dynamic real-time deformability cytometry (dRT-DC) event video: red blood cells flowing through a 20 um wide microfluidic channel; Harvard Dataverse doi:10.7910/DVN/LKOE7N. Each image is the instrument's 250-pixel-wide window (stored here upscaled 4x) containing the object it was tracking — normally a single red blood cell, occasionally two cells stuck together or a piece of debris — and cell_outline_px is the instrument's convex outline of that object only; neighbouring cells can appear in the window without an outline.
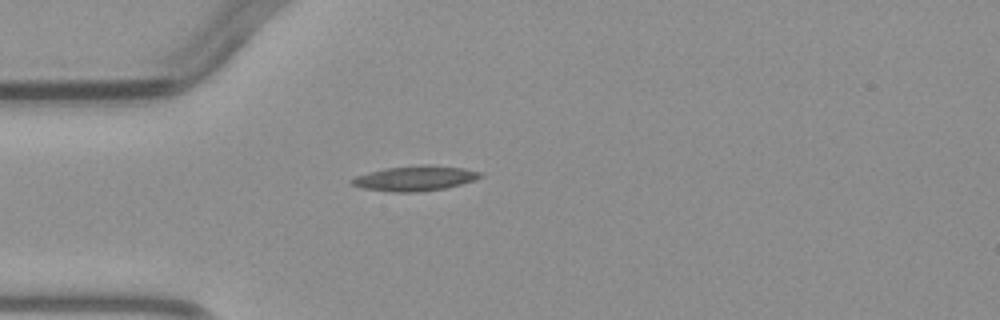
{"species": "common noctule bat (a hibernating species)", "species_latin": "Nyctalus noctula", "temperature_condition": "warm", "stored_images_in_passage": 1, "camera_frame_rate_fps": 3000, "um_per_image_px": 0.085, "animal": {"sex": "male", "body_mass_g": 23.1, "forearm_length_mm": 52.7}, "frame": {"image": 1, "passage_image": 1, "time_ms": 0.0, "image_size_px": [1000, 320], "cell_outline_px": [[480, 176], [472, 180], [460, 184], [444, 188], [416, 192], [396, 192], [364, 188], [352, 184], [352, 180], [356, 176], [384, 168], [424, 164], [432, 164], [464, 168], [480, 172]], "centroid_in_image_um": [35.27, 15.14], "position_along_channel_um": 49.7, "area_um2": 18.38}}